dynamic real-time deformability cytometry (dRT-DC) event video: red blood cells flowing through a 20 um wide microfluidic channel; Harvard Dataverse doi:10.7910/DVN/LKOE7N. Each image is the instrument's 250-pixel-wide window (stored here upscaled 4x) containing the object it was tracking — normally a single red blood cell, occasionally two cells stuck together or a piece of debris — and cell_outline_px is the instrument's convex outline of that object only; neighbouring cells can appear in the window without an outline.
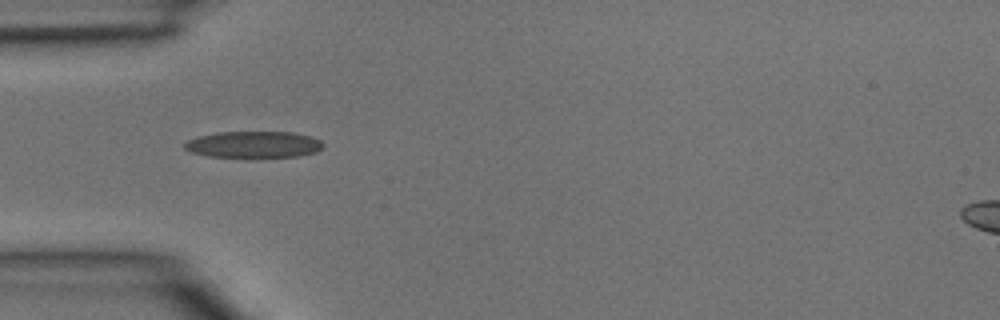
{"species": "common noctule bat (a hibernating species)", "species_latin": "Nyctalus noctula", "temperature_condition": "room temperature", "stored_images_in_passage": 2, "camera_frame_rate_fps": 3000, "um_per_image_px": 0.085, "animal": {"sex": "male", "body_mass_g": 15.6}, "frame": {"image": 1, "passage_image": 1, "time_ms": 0.0, "image_size_px": [1000, 320], "cell_outline_px": [[324, 144], [316, 152], [300, 156], [208, 156], [192, 152], [184, 148], [184, 144], [188, 140], [196, 136], [220, 132], [292, 132], [308, 136], [320, 140]], "centroid_in_image_um": [21.54, 12.27], "position_along_channel_um": 63.5, "area_um2": 20.98}}